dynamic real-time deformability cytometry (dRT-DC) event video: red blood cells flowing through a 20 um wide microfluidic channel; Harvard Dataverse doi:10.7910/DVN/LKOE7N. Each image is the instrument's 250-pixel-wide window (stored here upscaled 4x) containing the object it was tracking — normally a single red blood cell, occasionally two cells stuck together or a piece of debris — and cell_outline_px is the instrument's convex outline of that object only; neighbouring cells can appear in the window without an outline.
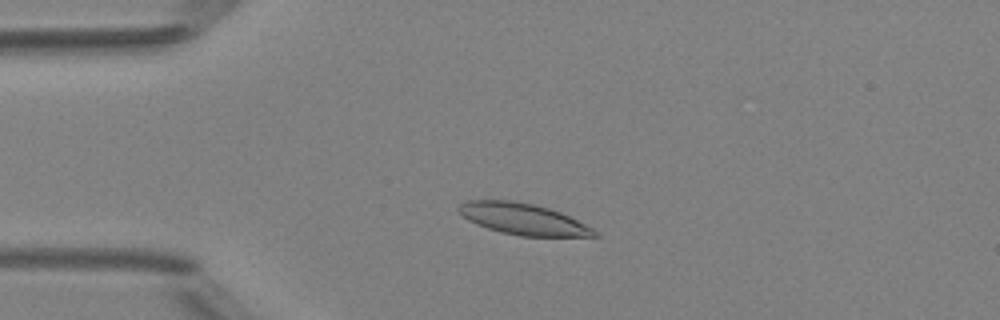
{"species": "Egyptian fruit bat (a non-hibernating species)", "species_latin": "Rousettus aegyptiacus", "temperature_condition": "room temperature", "stored_images_in_passage": 46, "camera_frame_rate_fps": 3000, "um_per_image_px": 0.085, "animal": {"sex": "female"}, "frame": {"image": 1, "passage_image": 9, "time_ms": 2.667, "image_size_px": [1000, 320], "cell_outline_px": [[600, 236], [520, 236], [500, 232], [476, 224], [468, 220], [456, 208], [460, 204], [468, 200], [512, 200], [532, 204], [548, 208], [560, 212], [592, 228]], "centroid_in_image_um": [44.42, 18.61], "position_along_channel_um": 40.6, "area_um2": 24.45}}
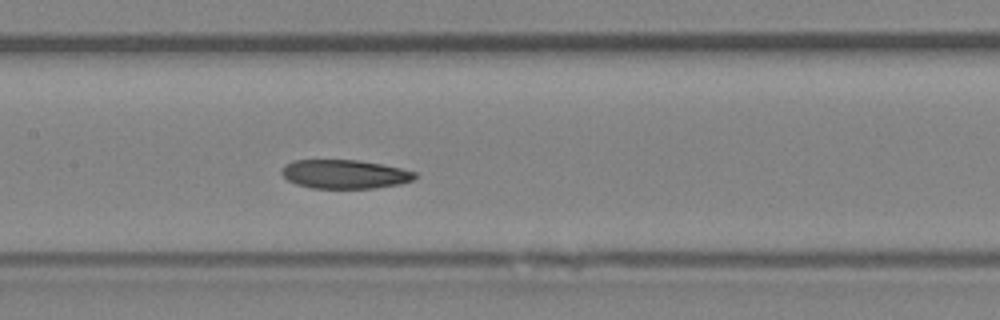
{"frame": {"image": 2, "passage_image": 21, "time_ms": 6.667, "image_size_px": [1000, 320], "cell_outline_px": [[416, 180], [400, 184], [372, 188], [312, 188], [296, 184], [288, 180], [280, 172], [280, 168], [284, 164], [292, 160], [360, 160], [384, 164], [416, 172]], "centroid_in_image_um": [29.29, 14.79], "position_along_channel_um": 178.1, "area_um2": 22.66}}
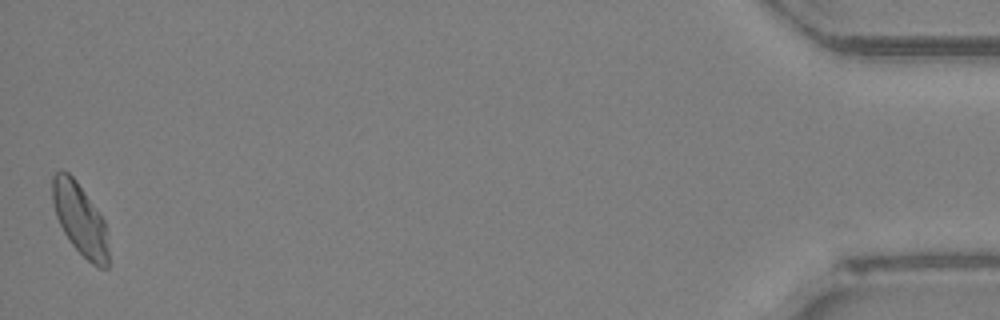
{"frame": {"image": 3, "passage_image": 46, "time_ms": 15.0, "image_size_px": [1000, 320], "cell_outline_px": [[108, 268], [100, 268], [92, 264], [72, 244], [64, 232], [56, 216], [52, 200], [52, 176], [56, 172], [68, 172], [76, 180], [100, 212], [104, 220], [108, 248]], "centroid_in_image_um": [6.8, 18.62], "position_along_channel_um": 428.4, "area_um2": 23.18}, "authors_computed_cell_mechanics": {"area_um2": 23.2356, "velocity_mm_per_s": 4.1391, "shape_relaxation_time_tau1_ms": null, "shape_relaxation_time_tau2_ms": 8.0508, "deformation_change_tau1": null, "deformation_change_tau2": 0.1208}}